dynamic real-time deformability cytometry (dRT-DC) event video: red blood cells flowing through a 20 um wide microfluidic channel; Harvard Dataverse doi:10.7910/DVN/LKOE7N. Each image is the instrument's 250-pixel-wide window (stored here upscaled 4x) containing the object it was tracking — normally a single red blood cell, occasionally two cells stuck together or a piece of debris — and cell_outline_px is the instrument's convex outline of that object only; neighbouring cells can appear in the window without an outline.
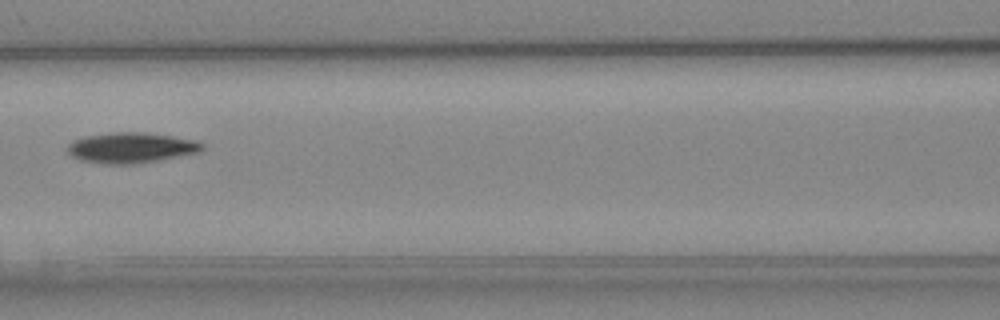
{"species": "Egyptian fruit bat (a non-hibernating species)", "species_latin": "Rousettus aegyptiacus", "temperature_condition": "cold", "stored_images_in_passage": 6, "camera_frame_rate_fps": 3000, "um_per_image_px": 0.085, "animal": {"sex": "female"}, "frame": {"image": 1, "passage_image": 5, "time_ms": 4.667, "image_size_px": [1000, 320], "cell_outline_px": [[204, 148], [200, 152], [160, 160], [132, 164], [104, 164], [80, 160], [72, 156], [68, 152], [68, 144], [72, 140], [84, 136], [112, 132], [144, 132], [172, 136], [196, 140], [204, 144]], "centroid_in_image_um": [11.14, 12.55], "position_along_channel_um": 155.5, "area_um2": 24.1}}
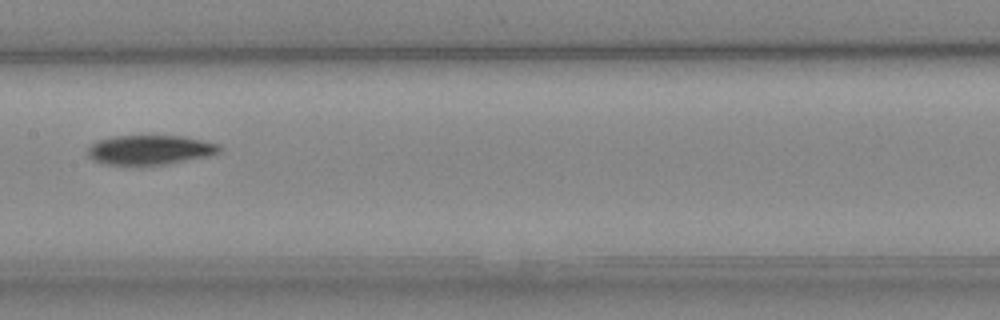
{"frame": {"image": 2, "passage_image": 6, "time_ms": 5.667, "image_size_px": [1000, 320], "cell_outline_px": [[220, 152], [208, 156], [168, 164], [108, 164], [96, 160], [88, 156], [88, 148], [96, 140], [112, 136], [184, 136], [220, 144]], "centroid_in_image_um": [12.77, 12.72], "position_along_channel_um": 194.6, "area_um2": 22.43}}